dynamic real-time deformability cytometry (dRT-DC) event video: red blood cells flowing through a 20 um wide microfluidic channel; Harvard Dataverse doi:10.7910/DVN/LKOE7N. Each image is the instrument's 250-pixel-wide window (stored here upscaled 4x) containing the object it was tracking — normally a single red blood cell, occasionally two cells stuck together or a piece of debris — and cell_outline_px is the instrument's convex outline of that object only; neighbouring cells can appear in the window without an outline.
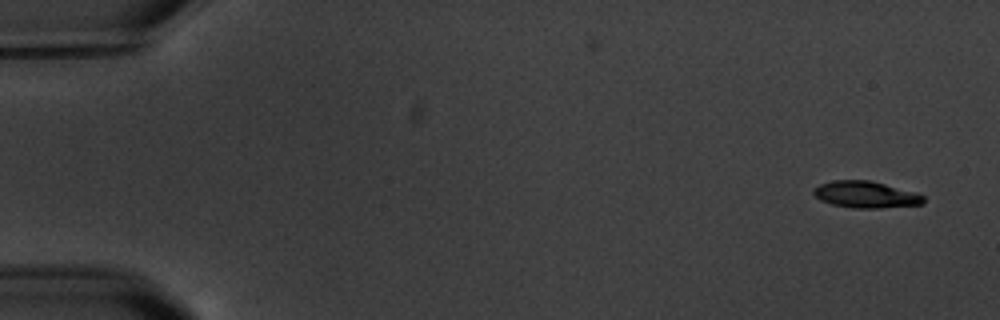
{"species": "common noctule bat (a hibernating species)", "species_latin": "Nyctalus noctula", "temperature_condition": "warm", "stored_images_in_passage": 6, "camera_frame_rate_fps": 3000, "um_per_image_px": 0.085, "animal": {"sex": "male", "body_mass_g": 20.1, "forearm_length_mm": 53.5}, "frame": {"image": 1, "passage_image": 1, "time_ms": 0.0, "image_size_px": [1000, 320], "cell_outline_px": [[924, 204], [880, 208], [852, 208], [832, 204], [820, 200], [812, 192], [812, 188], [820, 184], [832, 180], [868, 180], [920, 192], [924, 196]], "centroid_in_image_um": [73.62, 16.53], "position_along_channel_um": 11.4, "area_um2": 17.34}}
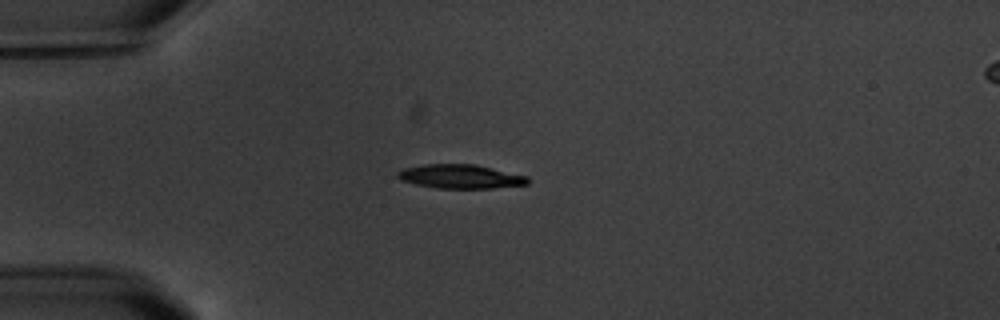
{"frame": {"image": 2, "passage_image": 4, "time_ms": 4.333, "image_size_px": [1000, 320], "cell_outline_px": [[528, 184], [492, 188], [436, 188], [416, 184], [400, 180], [396, 176], [396, 172], [404, 168], [424, 164], [476, 164], [528, 176]], "centroid_in_image_um": [39.11, 14.99], "position_along_channel_um": 45.9, "area_um2": 18.21}}